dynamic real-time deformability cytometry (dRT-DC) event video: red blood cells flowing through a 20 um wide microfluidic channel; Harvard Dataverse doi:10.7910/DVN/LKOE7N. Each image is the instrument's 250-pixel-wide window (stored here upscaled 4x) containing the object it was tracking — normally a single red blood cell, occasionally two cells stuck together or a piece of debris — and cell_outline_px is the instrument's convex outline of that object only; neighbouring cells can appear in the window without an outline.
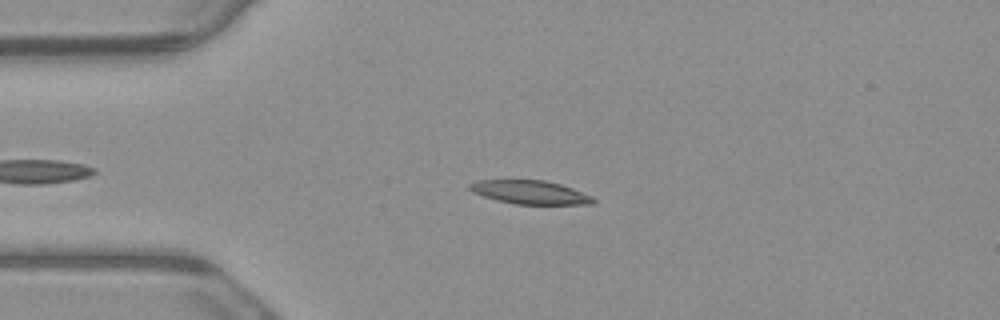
{"species": "common noctule bat (a hibernating species)", "species_latin": "Nyctalus noctula", "temperature_condition": "warm", "stored_images_in_passage": 6, "camera_frame_rate_fps": 3000, "um_per_image_px": 0.085, "animal": {"sex": "male", "body_mass_g": 23.1, "forearm_length_mm": 52.7}, "frame": {"image": 1, "passage_image": 3, "time_ms": 0.667, "image_size_px": [1000, 320], "cell_outline_px": [[596, 204], [516, 204], [496, 200], [472, 192], [468, 188], [468, 184], [476, 180], [544, 180], [560, 184], [572, 188], [592, 196], [596, 200]], "centroid_in_image_um": [45.05, 16.34], "position_along_channel_um": 40.0, "area_um2": 16.99}}
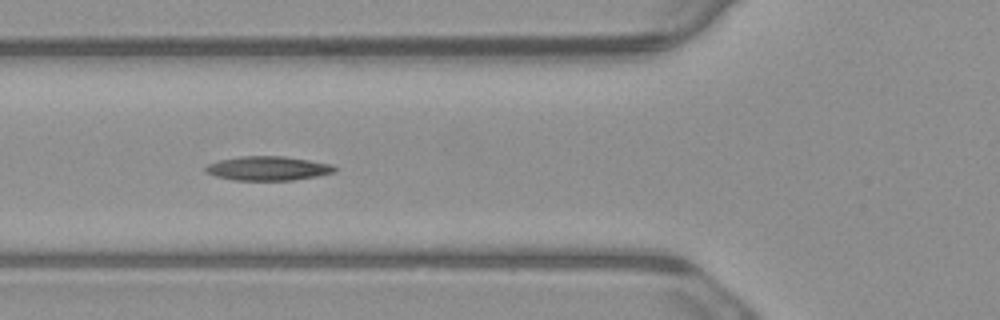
{"frame": {"image": 2, "passage_image": 5, "time_ms": 1.333, "image_size_px": [1000, 320], "cell_outline_px": [[336, 168], [332, 172], [316, 176], [292, 180], [236, 180], [216, 176], [204, 172], [204, 168], [208, 164], [220, 160], [240, 156], [284, 156], [332, 164]], "centroid_in_image_um": [22.73, 14.3], "position_along_channel_um": 103.1, "area_um2": 17.98}}
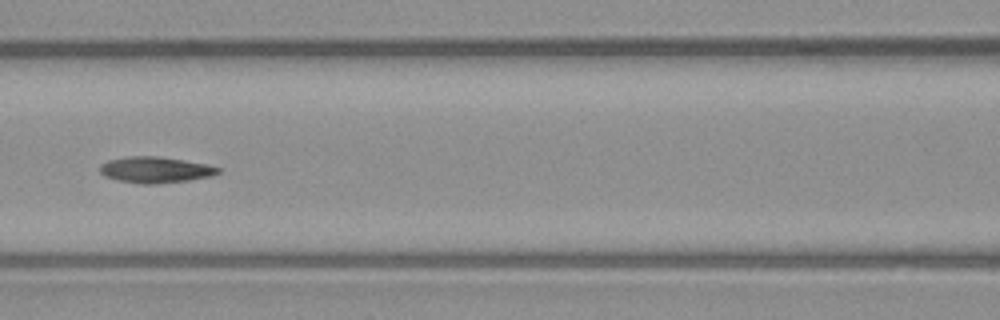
{"frame": {"image": 3, "passage_image": 6, "time_ms": 1.667, "image_size_px": [1000, 320], "cell_outline_px": [[220, 172], [212, 176], [188, 180], [152, 184], [140, 184], [116, 180], [104, 176], [100, 172], [100, 164], [108, 160], [128, 156], [160, 156], [208, 164], [220, 168]], "centroid_in_image_um": [13.19, 14.43], "position_along_channel_um": 153.4, "area_um2": 18.09}}